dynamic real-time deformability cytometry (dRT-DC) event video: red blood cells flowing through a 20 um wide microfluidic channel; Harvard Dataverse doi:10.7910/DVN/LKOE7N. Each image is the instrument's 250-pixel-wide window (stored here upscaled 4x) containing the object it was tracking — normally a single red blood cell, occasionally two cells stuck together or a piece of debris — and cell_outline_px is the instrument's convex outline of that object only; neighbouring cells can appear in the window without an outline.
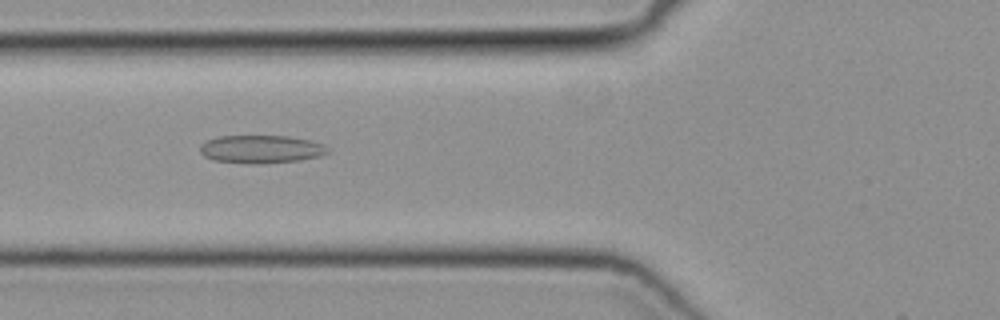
{"species": "common noctule bat (a hibernating species)", "species_latin": "Nyctalus noctula", "temperature_condition": "cold", "stored_images_in_passage": 34, "camera_frame_rate_fps": 3000, "um_per_image_px": 0.085, "animal": {"sex": "female", "body_mass_g": 19.3, "forearm_length_mm": 54.1}, "frame": {"image": 1, "passage_image": 4, "time_ms": 1.0, "image_size_px": [1000, 320], "cell_outline_px": [[328, 152], [320, 156], [300, 160], [256, 164], [248, 164], [212, 160], [204, 156], [200, 152], [200, 144], [208, 140], [220, 136], [288, 136], [308, 140], [324, 144], [328, 148]], "centroid_in_image_um": [22.17, 12.69], "position_along_channel_um": 103.6, "area_um2": 20.87}}
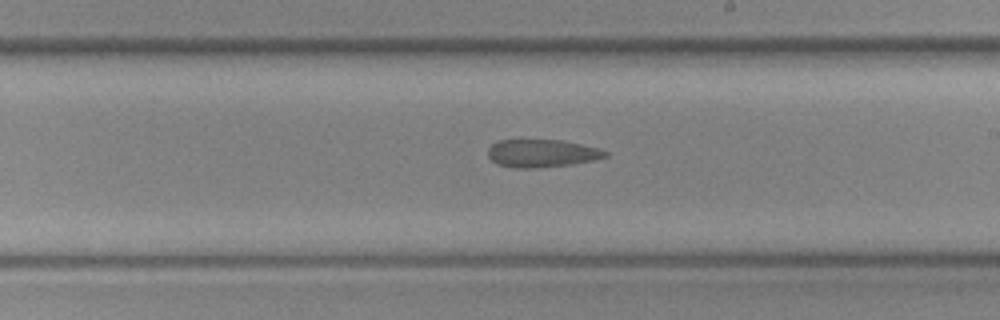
{"frame": {"image": 2, "passage_image": 14, "time_ms": 4.333, "image_size_px": [1000, 320], "cell_outline_px": [[608, 156], [592, 160], [572, 164], [536, 168], [512, 168], [496, 164], [488, 156], [488, 148], [492, 144], [500, 140], [560, 140], [600, 148], [608, 152]], "centroid_in_image_um": [46.04, 13.04], "position_along_channel_um": 243.0, "area_um2": 19.02}}
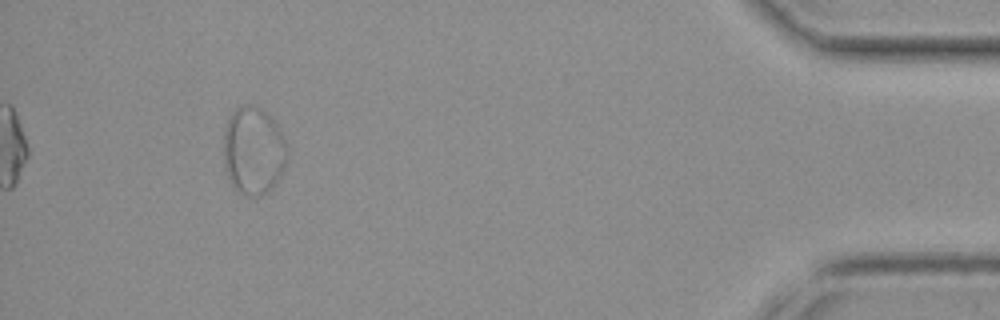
{"frame": {"image": 3, "passage_image": 31, "time_ms": 10.0, "image_size_px": [1000, 320], "cell_outline_px": [[284, 168], [276, 184], [268, 192], [256, 196], [244, 196], [236, 192], [228, 180], [224, 164], [224, 128], [228, 116], [236, 108], [244, 104], [252, 104], [268, 112], [276, 124], [284, 140]], "centroid_in_image_um": [21.48, 12.82], "position_along_channel_um": 413.7, "area_um2": 32.71}}